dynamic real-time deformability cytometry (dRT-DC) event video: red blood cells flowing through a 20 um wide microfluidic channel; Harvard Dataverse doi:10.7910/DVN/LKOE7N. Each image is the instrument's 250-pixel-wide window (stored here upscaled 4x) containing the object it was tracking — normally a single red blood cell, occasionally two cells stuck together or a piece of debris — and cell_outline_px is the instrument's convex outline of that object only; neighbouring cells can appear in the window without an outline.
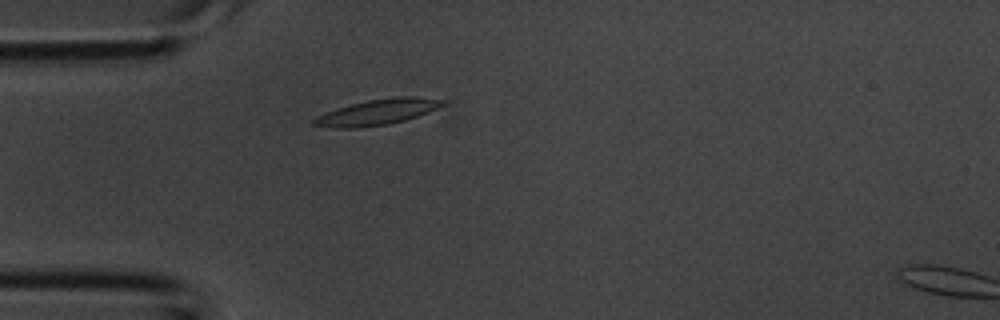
{"species": "common noctule bat (a hibernating species)", "species_latin": "Nyctalus noctula", "temperature_condition": "room temperature", "stored_images_in_passage": 2, "camera_frame_rate_fps": 3000, "um_per_image_px": 0.085, "animal": {"sex": "male", "body_mass_g": 20.1, "forearm_length_mm": 53.5}, "frame": {"image": 1, "passage_image": 2, "time_ms": 0.333, "image_size_px": [1000, 320], "cell_outline_px": [[448, 100], [444, 104], [428, 112], [404, 120], [388, 124], [360, 128], [336, 128], [312, 124], [312, 120], [316, 116], [336, 108], [368, 100], [396, 96], [412, 96]], "centroid_in_image_um": [32.07, 9.52], "position_along_channel_um": 52.9, "area_um2": 19.13}}